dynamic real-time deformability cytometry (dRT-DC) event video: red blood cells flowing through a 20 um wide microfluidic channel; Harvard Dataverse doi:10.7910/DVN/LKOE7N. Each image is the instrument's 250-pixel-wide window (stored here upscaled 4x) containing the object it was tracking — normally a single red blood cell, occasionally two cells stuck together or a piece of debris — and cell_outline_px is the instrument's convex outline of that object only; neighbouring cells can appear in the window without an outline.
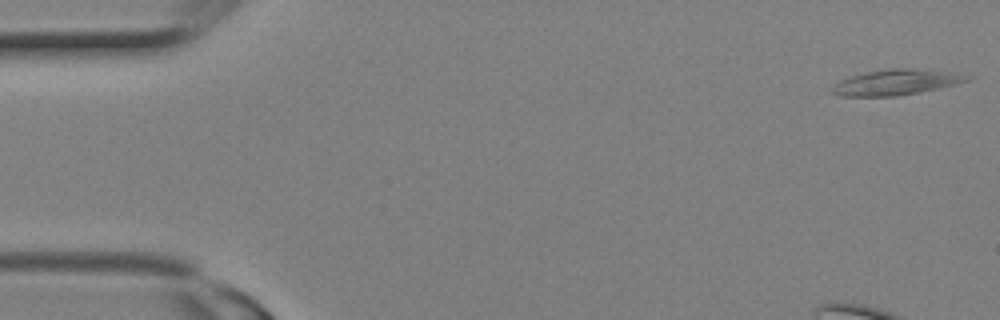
{"species": "Egyptian fruit bat (a non-hibernating species)", "species_latin": "Rousettus aegyptiacus", "temperature_condition": "room temperature", "stored_images_in_passage": 7, "camera_frame_rate_fps": 3000, "um_per_image_px": 0.085, "animal": {"sex": "female"}, "frame": {"image": 1, "passage_image": 1, "time_ms": 0.0, "image_size_px": [1000, 320], "cell_outline_px": [[976, 76], [968, 80], [936, 88], [896, 96], [840, 96], [832, 92], [832, 84], [848, 76], [864, 72], [888, 68], [916, 68], [948, 72]], "centroid_in_image_um": [76.09, 6.97], "position_along_channel_um": 8.9, "area_um2": 19.94}}